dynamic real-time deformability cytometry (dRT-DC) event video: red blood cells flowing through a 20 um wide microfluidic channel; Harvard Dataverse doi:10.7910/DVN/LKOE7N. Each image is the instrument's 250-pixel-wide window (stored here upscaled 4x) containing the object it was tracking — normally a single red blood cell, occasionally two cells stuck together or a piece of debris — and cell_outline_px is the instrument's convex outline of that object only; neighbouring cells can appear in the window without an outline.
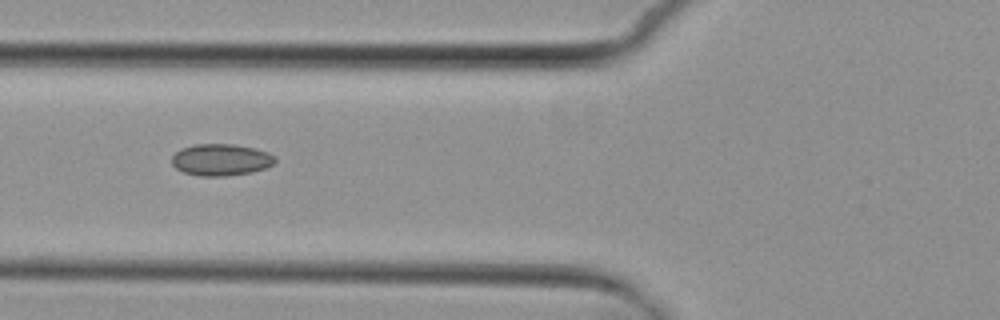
{"species": "common noctule bat (a hibernating species)", "species_latin": "Nyctalus noctula", "temperature_condition": "cold", "stored_images_in_passage": 6, "camera_frame_rate_fps": 3000, "um_per_image_px": 0.085, "animal": {"sex": "female", "body_mass_g": 29.2, "forearm_length_mm": 56.3}, "frame": {"image": 1, "passage_image": 4, "time_ms": 3.333, "image_size_px": [1000, 320], "cell_outline_px": [[276, 160], [272, 164], [264, 168], [252, 172], [224, 176], [200, 176], [184, 172], [176, 168], [172, 164], [172, 156], [180, 148], [192, 144], [232, 144], [252, 148], [268, 152], [276, 156]], "centroid_in_image_um": [18.76, 13.57], "position_along_channel_um": 107.0, "area_um2": 19.07}}
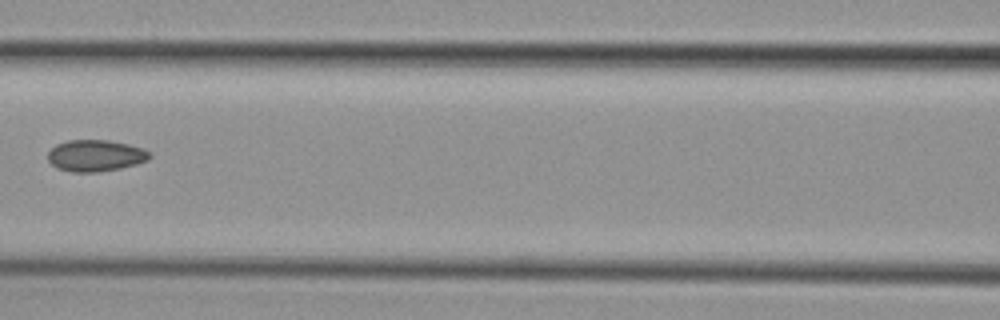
{"frame": {"image": 2, "passage_image": 5, "time_ms": 4.667, "image_size_px": [1000, 320], "cell_outline_px": [[152, 156], [148, 160], [136, 164], [120, 168], [96, 172], [72, 172], [56, 168], [48, 160], [48, 152], [56, 144], [68, 140], [108, 140], [128, 144], [144, 148], [152, 152]], "centroid_in_image_um": [8.14, 13.22], "position_along_channel_um": 158.5, "area_um2": 18.84}}
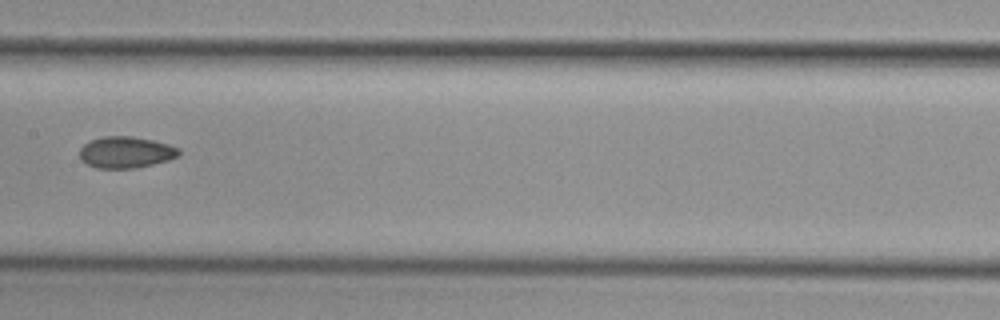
{"frame": {"image": 3, "passage_image": 6, "time_ms": 5.667, "image_size_px": [1000, 320], "cell_outline_px": [[180, 156], [168, 160], [136, 168], [96, 168], [80, 160], [80, 148], [84, 144], [92, 140], [104, 136], [132, 136], [152, 140], [168, 144], [180, 148]], "centroid_in_image_um": [10.71, 12.94], "position_along_channel_um": 196.7, "area_um2": 18.21}}